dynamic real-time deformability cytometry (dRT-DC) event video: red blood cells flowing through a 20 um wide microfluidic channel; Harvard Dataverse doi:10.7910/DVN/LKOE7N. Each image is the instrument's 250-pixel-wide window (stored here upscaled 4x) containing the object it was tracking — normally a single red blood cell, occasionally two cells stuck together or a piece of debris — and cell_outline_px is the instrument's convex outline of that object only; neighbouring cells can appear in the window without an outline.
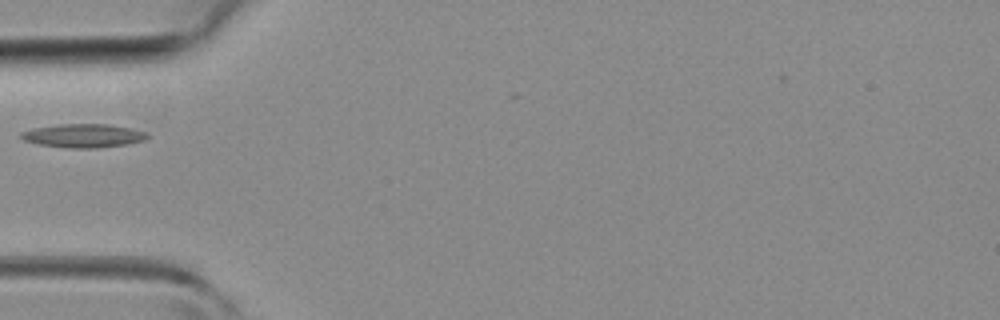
{"species": "common noctule bat (a hibernating species)", "species_latin": "Nyctalus noctula", "temperature_condition": "room temperature", "stored_images_in_passage": 19, "camera_frame_rate_fps": 3000, "um_per_image_px": 0.085, "animal": {"sex": "female", "body_mass_g": 19.3, "forearm_length_mm": 54.1}, "frame": {"image": 1, "passage_image": 1, "time_ms": 0.0, "image_size_px": [1000, 320], "cell_outline_px": [[148, 136], [144, 140], [128, 144], [96, 148], [72, 148], [40, 144], [24, 140], [20, 136], [20, 132], [32, 128], [60, 124], [108, 124], [132, 128], [144, 132]], "centroid_in_image_um": [7.08, 11.53], "position_along_channel_um": 77.9, "area_um2": 17.22}}
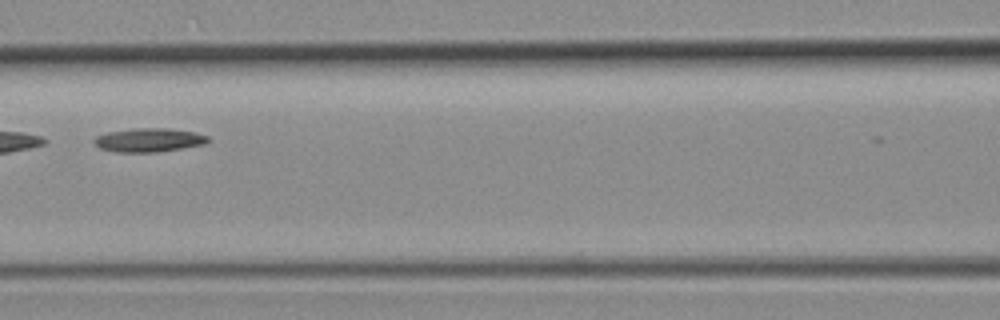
{"frame": {"image": 2, "passage_image": 6, "time_ms": 1.667, "image_size_px": [1000, 320], "cell_outline_px": [[208, 144], [184, 148], [156, 152], [116, 152], [100, 148], [92, 140], [96, 136], [108, 132], [132, 128], [168, 128], [196, 132], [208, 136]], "centroid_in_image_um": [12.68, 11.9], "position_along_channel_um": 153.9, "area_um2": 15.9}}